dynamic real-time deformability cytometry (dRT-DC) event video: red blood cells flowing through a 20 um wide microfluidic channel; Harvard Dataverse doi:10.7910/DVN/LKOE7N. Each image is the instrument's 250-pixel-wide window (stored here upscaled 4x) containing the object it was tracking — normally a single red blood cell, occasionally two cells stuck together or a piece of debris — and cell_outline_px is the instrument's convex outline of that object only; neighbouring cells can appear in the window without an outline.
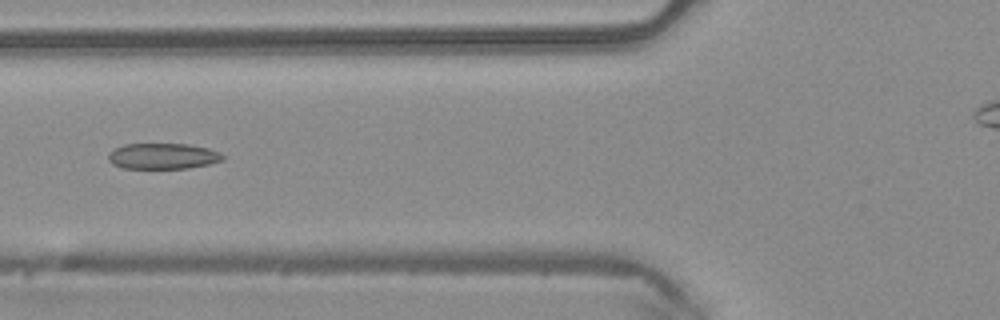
{"species": "common noctule bat (a hibernating species)", "species_latin": "Nyctalus noctula", "temperature_condition": "warm", "stored_images_in_passage": 3, "camera_frame_rate_fps": 3000, "um_per_image_px": 0.085, "animal": {"sex": "male", "body_mass_g": 20.4}, "frame": {"image": 1, "passage_image": 3, "time_ms": 0.667, "image_size_px": [1000, 320], "cell_outline_px": [[224, 160], [208, 164], [188, 168], [120, 168], [112, 164], [108, 160], [108, 152], [112, 148], [124, 144], [188, 144], [208, 148], [220, 152], [224, 156]], "centroid_in_image_um": [13.8, 13.27], "position_along_channel_um": 112.0, "area_um2": 17.4}}